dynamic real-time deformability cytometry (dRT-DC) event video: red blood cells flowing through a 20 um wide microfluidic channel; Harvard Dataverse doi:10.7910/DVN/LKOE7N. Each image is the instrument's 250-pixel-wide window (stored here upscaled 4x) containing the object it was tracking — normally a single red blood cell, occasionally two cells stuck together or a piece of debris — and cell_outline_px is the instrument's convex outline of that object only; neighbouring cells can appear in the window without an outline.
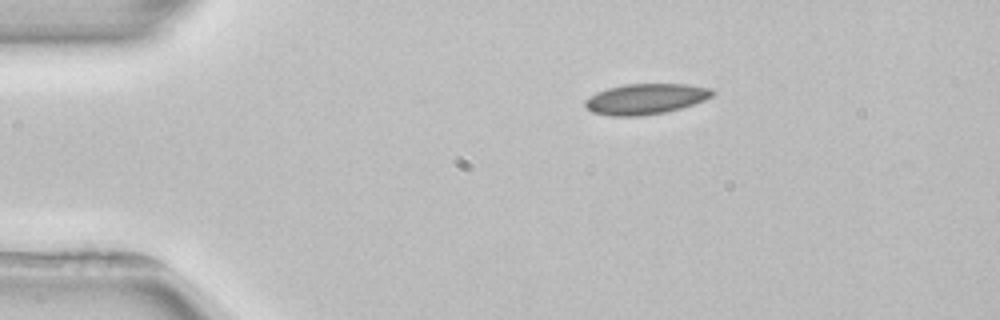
{"species": "common noctule bat (a hibernating species)", "species_latin": "Nyctalus noctula", "temperature_condition": "room temperature", "stored_images_in_passage": 2, "camera_frame_rate_fps": 3000, "um_per_image_px": 0.085, "animal": {"sex": "female", "body_mass_g": 22.7, "forearm_length_mm": 54.2}, "frame": {"image": 1, "passage_image": 1, "time_ms": 0.0, "image_size_px": [1000, 320], "cell_outline_px": [[716, 92], [712, 96], [704, 100], [680, 108], [664, 112], [640, 116], [608, 116], [592, 112], [584, 104], [584, 100], [588, 96], [596, 92], [608, 88], [624, 84], [688, 84], [712, 88]], "centroid_in_image_um": [54.86, 8.4], "position_along_channel_um": 30.1, "area_um2": 22.77}}
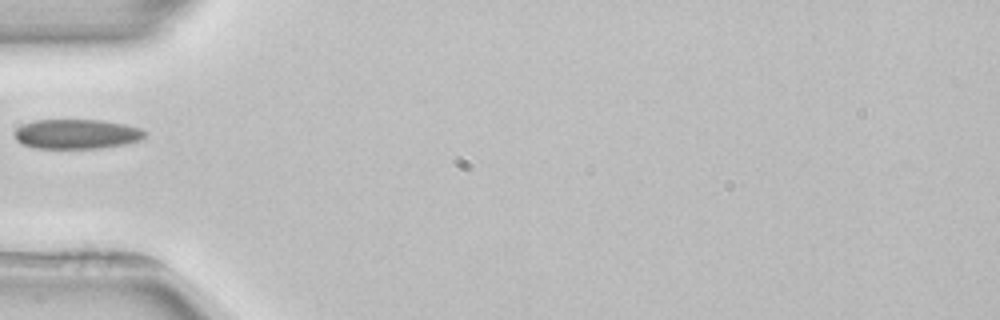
{"frame": {"image": 2, "passage_image": 2, "time_ms": 2.667, "image_size_px": [1000, 320], "cell_outline_px": [[148, 132], [140, 140], [124, 144], [100, 148], [36, 148], [20, 144], [16, 140], [12, 132], [16, 128], [24, 124], [36, 120], [100, 120], [124, 124], [140, 128]], "centroid_in_image_um": [6.48, 11.39], "position_along_channel_um": 78.5, "area_um2": 22.6}}